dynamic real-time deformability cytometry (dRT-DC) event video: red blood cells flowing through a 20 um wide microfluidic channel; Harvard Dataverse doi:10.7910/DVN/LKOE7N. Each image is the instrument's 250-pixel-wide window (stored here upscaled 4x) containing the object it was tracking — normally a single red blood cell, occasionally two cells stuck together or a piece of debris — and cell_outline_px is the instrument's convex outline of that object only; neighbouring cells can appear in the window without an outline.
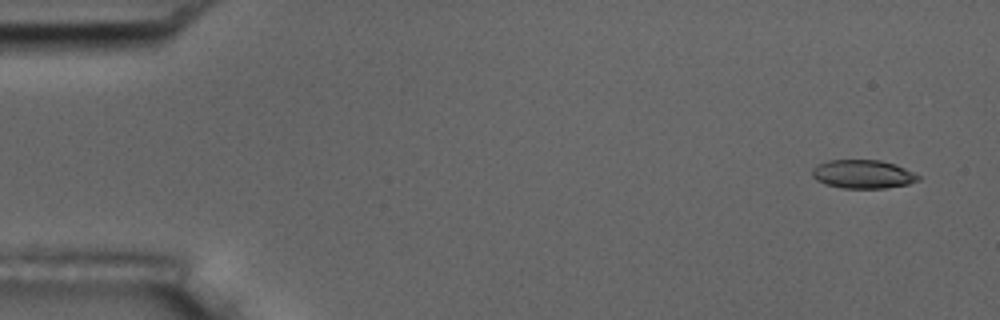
{"species": "common noctule bat (a hibernating species)", "species_latin": "Nyctalus noctula", "temperature_condition": "room temperature", "stored_images_in_passage": 4, "camera_frame_rate_fps": 3000, "um_per_image_px": 0.085, "animal": {"sex": "male", "body_mass_g": 17.5, "forearm_length_mm": 52.3}, "frame": {"image": 1, "passage_image": 1, "time_ms": 0.0, "image_size_px": [1000, 320], "cell_outline_px": [[920, 180], [908, 184], [884, 188], [844, 188], [824, 184], [816, 180], [812, 176], [812, 168], [828, 160], [880, 160], [896, 164], [920, 176]], "centroid_in_image_um": [73.34, 14.8], "position_along_channel_um": 11.7, "area_um2": 17.63}}
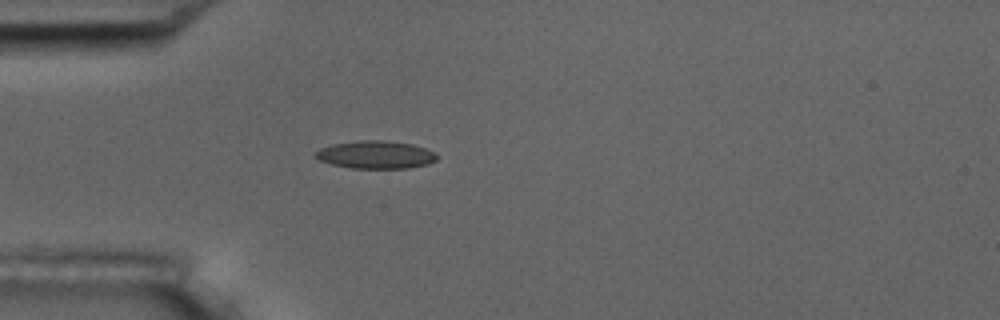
{"frame": {"image": 2, "passage_image": 4, "time_ms": 4.333, "image_size_px": [1000, 320], "cell_outline_px": [[436, 160], [428, 164], [408, 168], [352, 168], [332, 164], [320, 160], [312, 156], [320, 148], [332, 144], [360, 140], [380, 140], [412, 144], [424, 148], [432, 152], [436, 156]], "centroid_in_image_um": [31.89, 13.15], "position_along_channel_um": 53.1, "area_um2": 19.48}}